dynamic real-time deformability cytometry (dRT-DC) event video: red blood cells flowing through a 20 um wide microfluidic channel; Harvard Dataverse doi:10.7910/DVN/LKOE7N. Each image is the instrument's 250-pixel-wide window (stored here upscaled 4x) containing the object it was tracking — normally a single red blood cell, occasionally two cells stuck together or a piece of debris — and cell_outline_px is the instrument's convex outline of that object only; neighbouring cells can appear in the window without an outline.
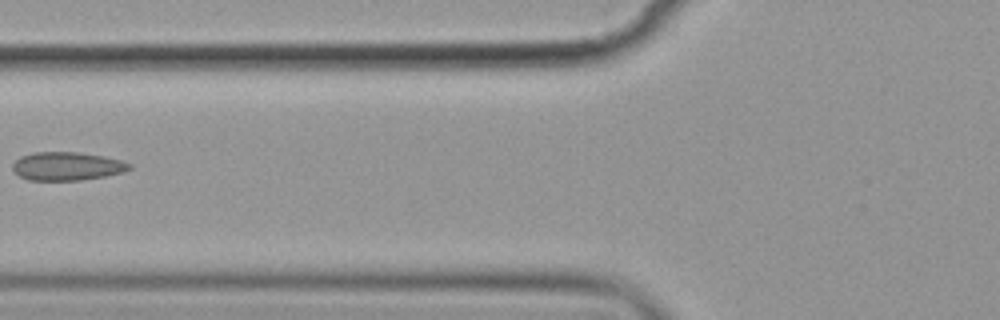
{"species": "common noctule bat (a hibernating species)", "species_latin": "Nyctalus noctula", "temperature_condition": "cold", "stored_images_in_passage": 4, "camera_frame_rate_fps": 3000, "um_per_image_px": 0.085, "animal": {"sex": "female", "body_mass_g": 19.9}, "frame": {"image": 1, "passage_image": 3, "time_ms": 3.333, "image_size_px": [1000, 320], "cell_outline_px": [[132, 168], [124, 172], [104, 176], [80, 180], [28, 180], [20, 176], [12, 168], [12, 164], [20, 156], [32, 152], [76, 152], [104, 156], [120, 160], [132, 164]], "centroid_in_image_um": [5.7, 14.12], "position_along_channel_um": 120.1, "area_um2": 19.31}}
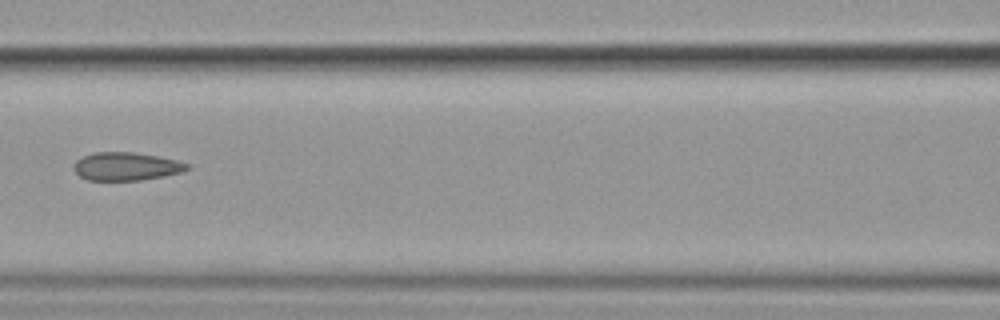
{"frame": {"image": 2, "passage_image": 4, "time_ms": 4.333, "image_size_px": [1000, 320], "cell_outline_px": [[192, 168], [184, 172], [164, 176], [140, 180], [88, 180], [80, 176], [76, 172], [76, 160], [84, 156], [96, 152], [132, 152], [156, 156], [176, 160], [188, 164]], "centroid_in_image_um": [10.79, 14.15], "position_along_channel_um": 155.8, "area_um2": 18.38}}